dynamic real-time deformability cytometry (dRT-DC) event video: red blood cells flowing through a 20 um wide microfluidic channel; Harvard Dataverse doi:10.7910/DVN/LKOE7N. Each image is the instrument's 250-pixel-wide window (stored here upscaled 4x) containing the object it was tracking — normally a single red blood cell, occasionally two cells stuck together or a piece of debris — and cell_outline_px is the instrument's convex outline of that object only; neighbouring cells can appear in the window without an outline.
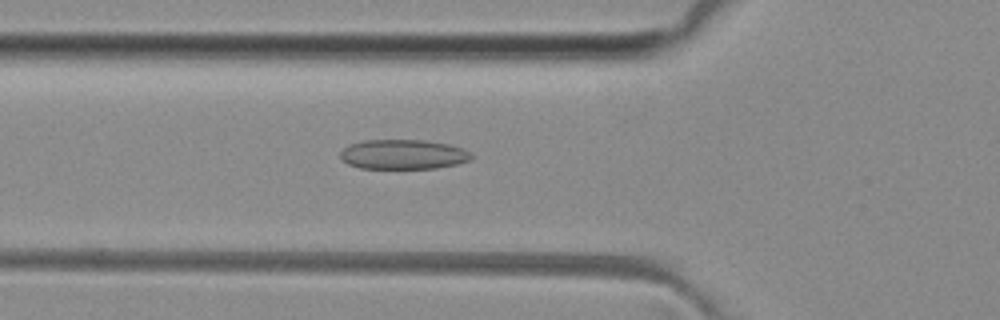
{"species": "common noctule bat (a hibernating species)", "species_latin": "Nyctalus noctula", "temperature_condition": "room temperature", "stored_images_in_passage": 49, "camera_frame_rate_fps": 3000, "um_per_image_px": 0.085, "animal": {"sex": "female", "body_mass_g": 29.2, "forearm_length_mm": 56.3}, "frame": {"image": 1, "passage_image": 18, "time_ms": 5.667, "image_size_px": [1000, 320], "cell_outline_px": [[472, 160], [456, 164], [436, 168], [360, 168], [348, 164], [340, 160], [340, 152], [348, 144], [364, 140], [424, 140], [448, 144], [472, 152]], "centroid_in_image_um": [34.25, 13.12], "position_along_channel_um": 91.6, "area_um2": 22.77}}
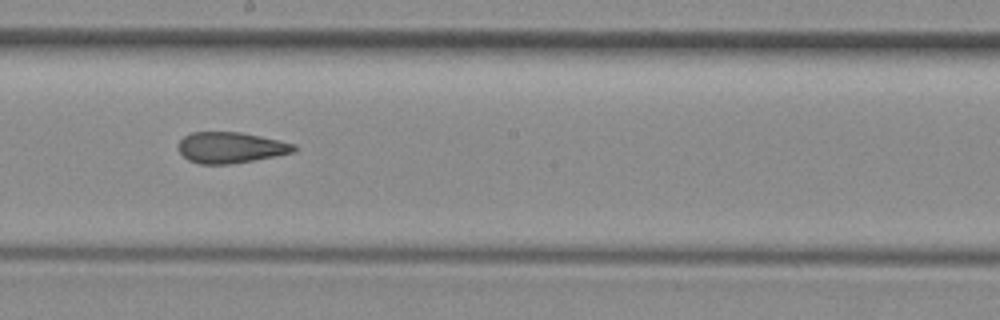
{"frame": {"image": 2, "passage_image": 28, "time_ms": 9.0, "image_size_px": [1000, 320], "cell_outline_px": [[296, 152], [252, 160], [228, 164], [200, 164], [188, 160], [180, 152], [180, 140], [184, 136], [192, 132], [240, 132], [260, 136], [296, 144]], "centroid_in_image_um": [19.62, 12.54], "position_along_channel_um": 228.6, "area_um2": 20.63}}
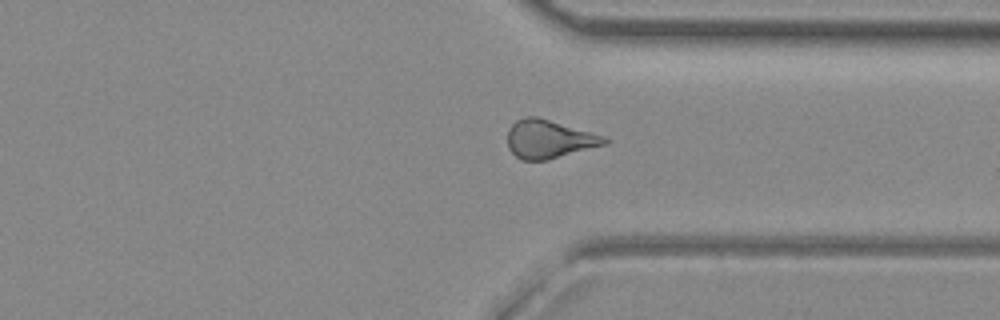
{"frame": {"image": 3, "passage_image": 38, "time_ms": 12.333, "image_size_px": [1000, 320], "cell_outline_px": [[608, 144], [548, 160], [520, 160], [508, 148], [508, 128], [516, 120], [524, 116], [536, 116], [608, 136]], "centroid_in_image_um": [46.7, 11.82], "position_along_channel_um": 364.7, "area_um2": 22.02}}